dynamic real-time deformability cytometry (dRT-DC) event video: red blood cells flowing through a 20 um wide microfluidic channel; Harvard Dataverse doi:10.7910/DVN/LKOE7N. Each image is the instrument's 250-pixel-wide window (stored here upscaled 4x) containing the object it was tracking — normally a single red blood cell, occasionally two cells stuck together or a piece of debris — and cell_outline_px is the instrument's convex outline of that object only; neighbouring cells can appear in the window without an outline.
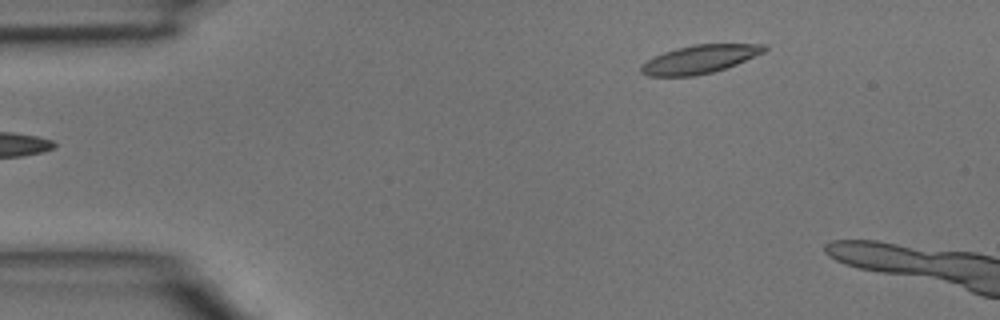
{"species": "common noctule bat (a hibernating species)", "species_latin": "Nyctalus noctula", "temperature_condition": "room temperature", "stored_images_in_passage": 5, "camera_frame_rate_fps": 3000, "um_per_image_px": 0.085, "animal": {"sex": "male", "body_mass_g": 15.6}, "frame": {"image": 1, "passage_image": 5, "time_ms": 1.333, "image_size_px": [1000, 320], "cell_outline_px": [[768, 48], [764, 52], [736, 64], [712, 72], [692, 76], [648, 76], [640, 72], [640, 68], [648, 60], [664, 52], [676, 48], [692, 44], [768, 44]], "centroid_in_image_um": [59.49, 5.02], "position_along_channel_um": 25.5, "area_um2": 20.11}}